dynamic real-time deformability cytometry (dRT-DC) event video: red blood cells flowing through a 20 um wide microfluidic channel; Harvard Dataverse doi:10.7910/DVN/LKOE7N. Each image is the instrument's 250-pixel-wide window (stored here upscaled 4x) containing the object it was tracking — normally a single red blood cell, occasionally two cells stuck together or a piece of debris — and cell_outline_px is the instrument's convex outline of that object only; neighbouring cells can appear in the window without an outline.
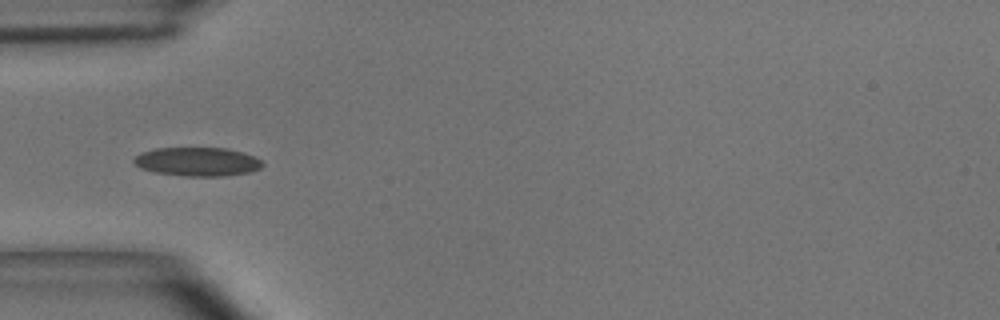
{"species": "common noctule bat (a hibernating species)", "species_latin": "Nyctalus noctula", "temperature_condition": "room temperature", "stored_images_in_passage": 4, "camera_frame_rate_fps": 3000, "um_per_image_px": 0.085, "animal": {"sex": "male", "body_mass_g": 15.6}, "frame": {"image": 1, "passage_image": 2, "time_ms": 0.333, "image_size_px": [1000, 320], "cell_outline_px": [[264, 164], [260, 168], [248, 172], [224, 176], [184, 176], [156, 172], [140, 168], [132, 160], [140, 152], [156, 148], [228, 148], [252, 156], [260, 160]], "centroid_in_image_um": [16.75, 13.74], "position_along_channel_um": 68.3, "area_um2": 21.39}}
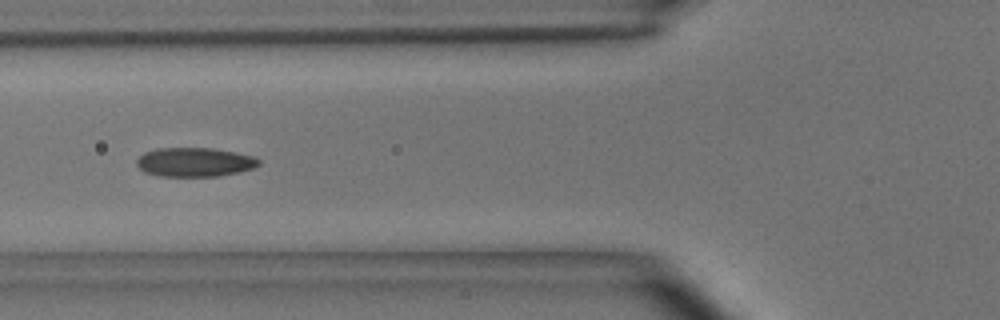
{"frame": {"image": 2, "passage_image": 3, "time_ms": 0.667, "image_size_px": [1000, 320], "cell_outline_px": [[260, 164], [252, 168], [240, 172], [220, 176], [160, 176], [144, 172], [136, 164], [136, 160], [144, 152], [156, 148], [212, 148], [236, 152], [256, 156], [260, 160]], "centroid_in_image_um": [16.56, 13.77], "position_along_channel_um": 109.2, "area_um2": 20.87}}